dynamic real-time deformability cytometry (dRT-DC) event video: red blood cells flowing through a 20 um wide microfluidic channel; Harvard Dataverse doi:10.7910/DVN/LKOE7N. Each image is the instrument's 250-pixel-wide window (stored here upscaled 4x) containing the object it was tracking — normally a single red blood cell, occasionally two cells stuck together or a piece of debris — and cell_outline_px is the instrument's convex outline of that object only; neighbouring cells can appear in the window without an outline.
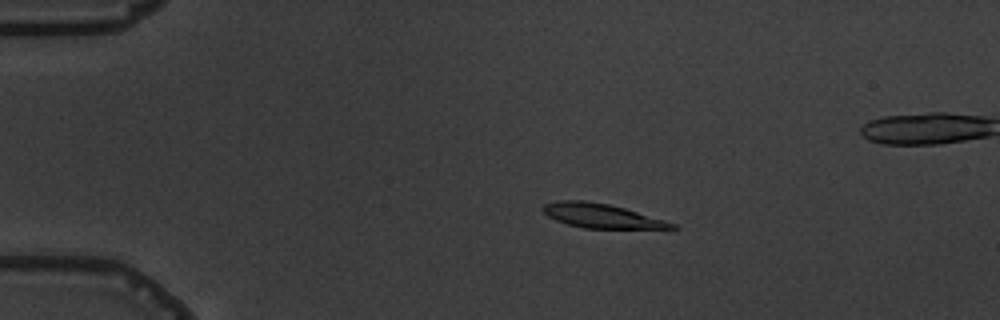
{"species": "common noctule bat (a hibernating species)", "species_latin": "Nyctalus noctula", "temperature_condition": "warm", "stored_images_in_passage": 6, "camera_frame_rate_fps": 3000, "um_per_image_px": 0.085, "animal": {"sex": "male", "body_mass_g": 19.5, "forearm_length_mm": 54.6}, "frame": {"image": 1, "passage_image": 2, "time_ms": 1.0, "image_size_px": [1000, 320], "cell_outline_px": [[680, 228], [672, 232], [584, 228], [568, 224], [556, 220], [548, 216], [540, 208], [544, 204], [556, 200], [584, 200], [608, 204], [624, 208], [664, 220], [676, 224]], "centroid_in_image_um": [51.34, 18.41], "position_along_channel_um": 33.7, "area_um2": 19.36}}